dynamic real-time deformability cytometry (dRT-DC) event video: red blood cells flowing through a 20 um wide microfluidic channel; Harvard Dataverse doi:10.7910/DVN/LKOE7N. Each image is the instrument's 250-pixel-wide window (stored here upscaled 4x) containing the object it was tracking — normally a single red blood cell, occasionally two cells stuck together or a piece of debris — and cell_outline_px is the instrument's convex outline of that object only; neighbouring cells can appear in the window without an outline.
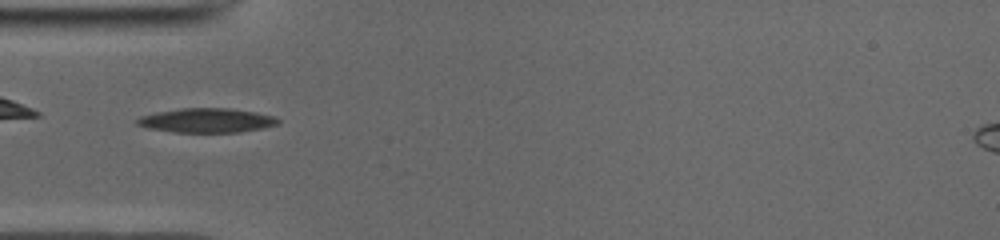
{"species": "common noctule bat (a hibernating species)", "species_latin": "Nyctalus noctula", "temperature_condition": "cold", "stored_images_in_passage": 22, "camera_frame_rate_fps": 3000, "um_per_image_px": 0.085, "animal": {"sex": "male", "body_mass_g": 19.0, "forearm_length_mm": 50.8}, "frame": {"image": 1, "passage_image": 1, "time_ms": 0.0, "image_size_px": [1000, 240], "cell_outline_px": [[280, 124], [264, 128], [240, 132], [172, 132], [148, 128], [136, 124], [136, 120], [140, 116], [156, 112], [184, 108], [228, 108], [256, 112], [276, 116], [280, 120]], "centroid_in_image_um": [17.61, 10.24], "position_along_channel_um": 67.4, "area_um2": 20.11}}
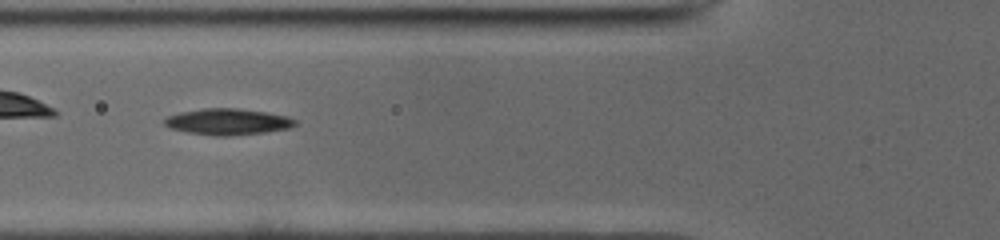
{"frame": {"image": 2, "passage_image": 4, "time_ms": 1.0, "image_size_px": [1000, 240], "cell_outline_px": [[296, 124], [288, 128], [264, 132], [228, 136], [216, 136], [188, 132], [172, 128], [164, 124], [164, 120], [168, 116], [180, 112], [204, 108], [236, 108], [268, 112], [288, 116], [296, 120]], "centroid_in_image_um": [19.38, 10.34], "position_along_channel_um": 106.4, "area_um2": 19.83}}
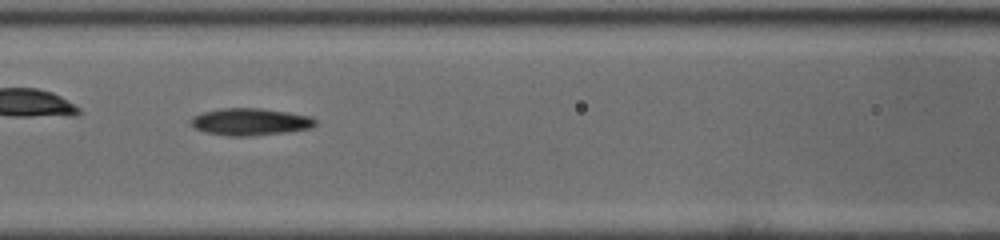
{"frame": {"image": 3, "passage_image": 7, "time_ms": 2.0, "image_size_px": [1000, 240], "cell_outline_px": [[316, 124], [312, 128], [284, 132], [248, 136], [228, 136], [204, 132], [196, 128], [192, 124], [192, 116], [204, 112], [224, 108], [260, 108], [288, 112], [308, 116], [316, 120]], "centroid_in_image_um": [21.27, 10.35], "position_along_channel_um": 145.3, "area_um2": 19.42}}